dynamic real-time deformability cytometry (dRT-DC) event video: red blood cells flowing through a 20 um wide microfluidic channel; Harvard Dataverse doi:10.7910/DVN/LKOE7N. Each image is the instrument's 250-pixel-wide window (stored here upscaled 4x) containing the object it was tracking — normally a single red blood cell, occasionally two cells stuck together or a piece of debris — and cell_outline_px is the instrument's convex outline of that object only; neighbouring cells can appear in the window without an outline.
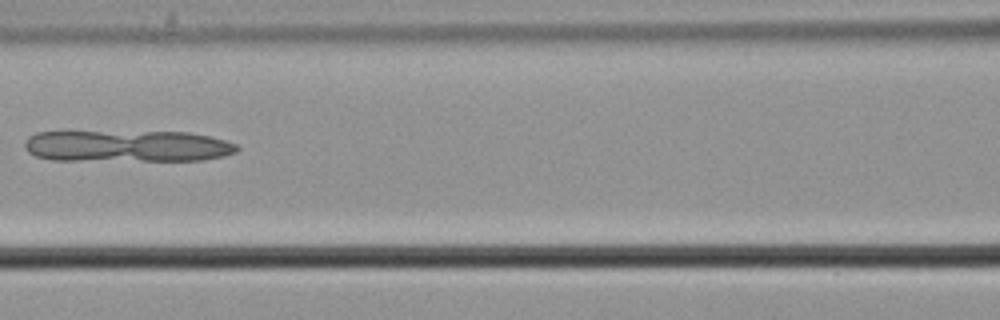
{"species": "common noctule bat (a hibernating species)", "species_latin": "Nyctalus noctula", "temperature_condition": "cold", "stored_images_in_passage": 5, "camera_frame_rate_fps": 3000, "um_per_image_px": 0.085, "animal": {"sex": "male", "body_mass_g": 21.5, "forearm_length_mm": 52.0}, "frame": {"image": 1, "passage_image": 4, "time_ms": 1.0, "image_size_px": [1000, 320], "cell_outline_px": [[240, 148], [236, 152], [224, 156], [204, 160], [52, 160], [36, 156], [28, 152], [24, 148], [24, 140], [28, 136], [36, 132], [188, 132], [212, 136], [236, 144]], "centroid_in_image_um": [10.81, 12.42], "position_along_channel_um": 155.8, "area_um2": 39.3}}
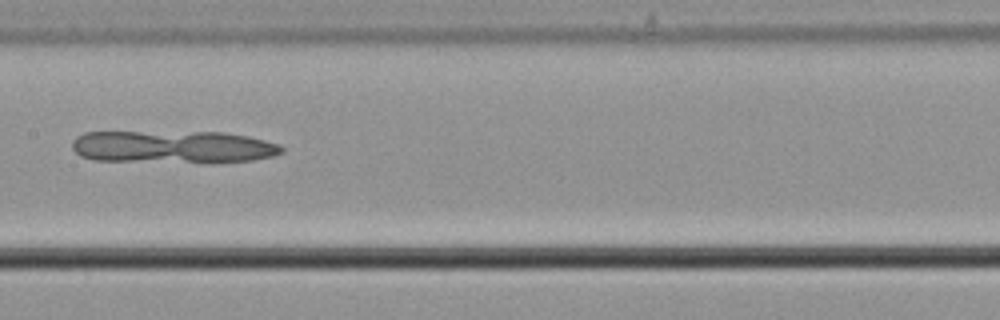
{"frame": {"image": 2, "passage_image": 5, "time_ms": 1.333, "image_size_px": [1000, 320], "cell_outline_px": [[284, 152], [272, 156], [252, 160], [216, 164], [208, 164], [92, 160], [80, 156], [72, 148], [72, 140], [76, 136], [84, 132], [224, 132], [248, 136], [280, 144], [284, 148]], "centroid_in_image_um": [14.73, 12.51], "position_along_channel_um": 192.7, "area_um2": 40.98}}